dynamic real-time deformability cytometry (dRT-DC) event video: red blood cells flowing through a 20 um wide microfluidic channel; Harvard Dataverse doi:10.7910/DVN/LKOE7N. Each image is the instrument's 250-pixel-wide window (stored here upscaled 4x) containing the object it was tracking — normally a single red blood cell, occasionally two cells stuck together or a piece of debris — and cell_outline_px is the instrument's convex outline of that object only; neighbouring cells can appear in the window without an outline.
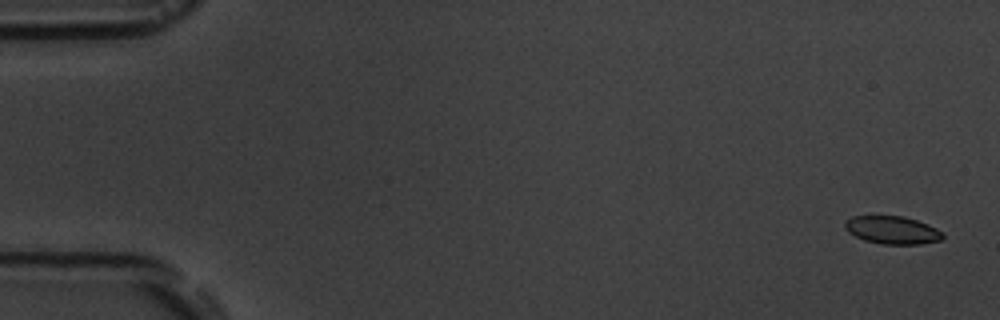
{"species": "common noctule bat (a hibernating species)", "species_latin": "Nyctalus noctula", "temperature_condition": "room temperature", "stored_images_in_passage": 3, "camera_frame_rate_fps": 3000, "um_per_image_px": 0.085, "animal": {"sex": "male", "body_mass_g": 19.5, "forearm_length_mm": 54.6}, "frame": {"image": 1, "passage_image": 1, "time_ms": 0.0, "image_size_px": [1000, 320], "cell_outline_px": [[944, 236], [940, 240], [920, 244], [880, 244], [864, 240], [848, 232], [844, 228], [844, 224], [852, 216], [904, 216], [928, 224], [944, 232]], "centroid_in_image_um": [75.86, 19.56], "position_along_channel_um": 9.1, "area_um2": 15.9}}